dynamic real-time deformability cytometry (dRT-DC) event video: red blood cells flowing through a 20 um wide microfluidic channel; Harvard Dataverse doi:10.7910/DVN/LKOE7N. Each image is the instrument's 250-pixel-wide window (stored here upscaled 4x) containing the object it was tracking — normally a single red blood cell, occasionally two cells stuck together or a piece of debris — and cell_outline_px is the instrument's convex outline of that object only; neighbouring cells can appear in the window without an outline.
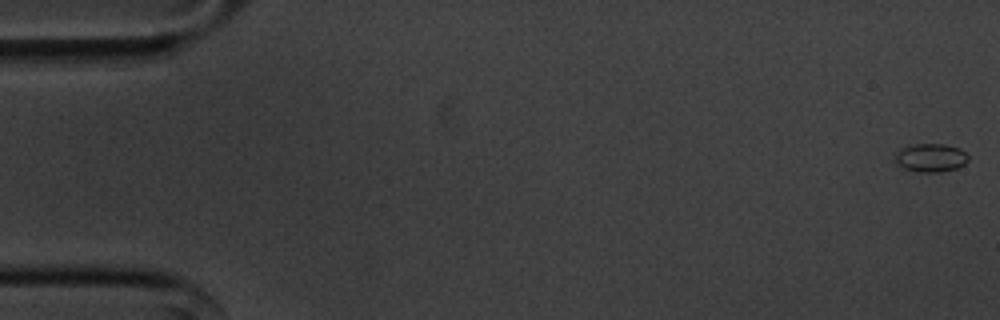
{"species": "common noctule bat (a hibernating species)", "species_latin": "Nyctalus noctula", "temperature_condition": "cold", "stored_images_in_passage": 56, "camera_frame_rate_fps": 3000, "um_per_image_px": 0.085, "animal": {"sex": "male", "body_mass_g": 20.1, "forearm_length_mm": 53.5}, "frame": {"image": 1, "passage_image": 1, "time_ms": 0.0, "image_size_px": [1000, 320], "cell_outline_px": [[968, 160], [964, 164], [956, 168], [940, 172], [916, 172], [904, 168], [896, 164], [892, 156], [896, 152], [912, 144], [944, 144], [960, 148], [968, 156]], "centroid_in_image_um": [79.07, 13.41], "position_along_channel_um": 5.9, "area_um2": 12.2}}
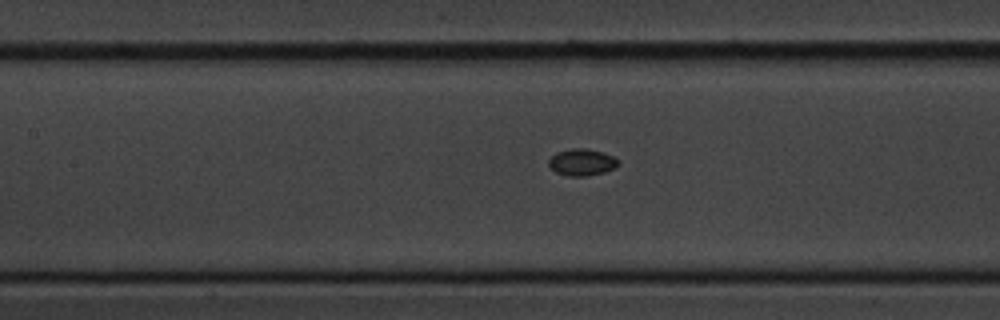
{"frame": {"image": 2, "passage_image": 25, "time_ms": 8.0, "image_size_px": [1000, 320], "cell_outline_px": [[620, 164], [616, 168], [604, 172], [588, 176], [568, 176], [556, 172], [548, 164], [548, 160], [556, 152], [572, 148], [584, 148], [604, 152], [620, 160]], "centroid_in_image_um": [49.5, 13.79], "position_along_channel_um": 157.9, "area_um2": 10.98}}
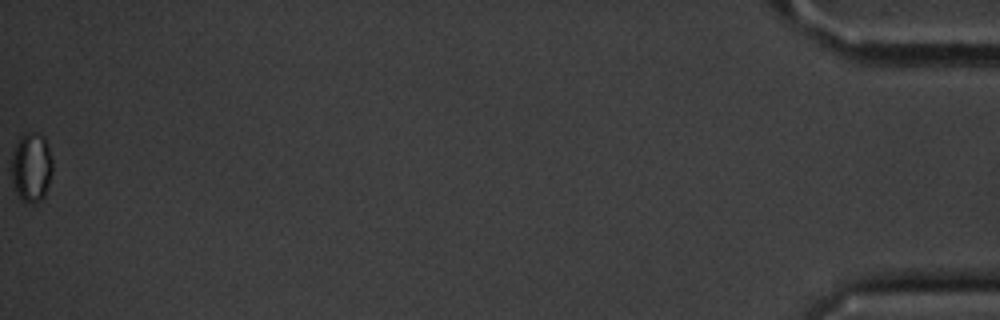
{"frame": {"image": 3, "passage_image": 56, "time_ms": 18.333, "image_size_px": [1000, 320], "cell_outline_px": [[52, 172], [44, 196], [36, 204], [32, 204], [24, 200], [16, 192], [12, 180], [12, 156], [16, 144], [28, 132], [32, 132], [44, 136], [48, 144], [52, 160]], "centroid_in_image_um": [2.69, 14.23], "position_along_channel_um": 432.5, "area_um2": 16.3}}